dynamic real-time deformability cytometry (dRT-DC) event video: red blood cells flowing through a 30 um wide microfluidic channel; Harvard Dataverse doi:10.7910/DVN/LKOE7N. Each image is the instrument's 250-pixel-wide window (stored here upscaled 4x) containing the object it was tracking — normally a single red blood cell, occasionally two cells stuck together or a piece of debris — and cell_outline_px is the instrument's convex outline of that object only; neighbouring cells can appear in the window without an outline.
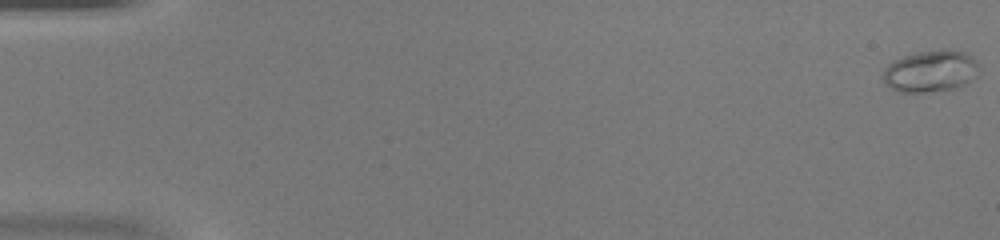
{"species": "common noctule bat (a hibernating species)", "species_latin": "Nyctalus noctula", "temperature_condition": "warm", "stored_images_in_passage": 16, "camera_frame_rate_fps": 3000, "um_per_image_px": 0.085, "animal": {"sex": "female", "body_mass_g": 20.0, "forearm_length_mm": 54.0}, "frame": {"image": 1, "passage_image": 1, "time_ms": 0.0, "image_size_px": [1000, 240], "cell_outline_px": [[980, 68], [976, 76], [964, 84], [956, 88], [924, 92], [900, 92], [892, 88], [880, 76], [880, 72], [888, 64], [904, 56], [920, 52], [944, 48], [968, 52], [976, 60]], "centroid_in_image_um": [79.12, 6.03], "position_along_channel_um": 5.9, "area_um2": 23.52}}